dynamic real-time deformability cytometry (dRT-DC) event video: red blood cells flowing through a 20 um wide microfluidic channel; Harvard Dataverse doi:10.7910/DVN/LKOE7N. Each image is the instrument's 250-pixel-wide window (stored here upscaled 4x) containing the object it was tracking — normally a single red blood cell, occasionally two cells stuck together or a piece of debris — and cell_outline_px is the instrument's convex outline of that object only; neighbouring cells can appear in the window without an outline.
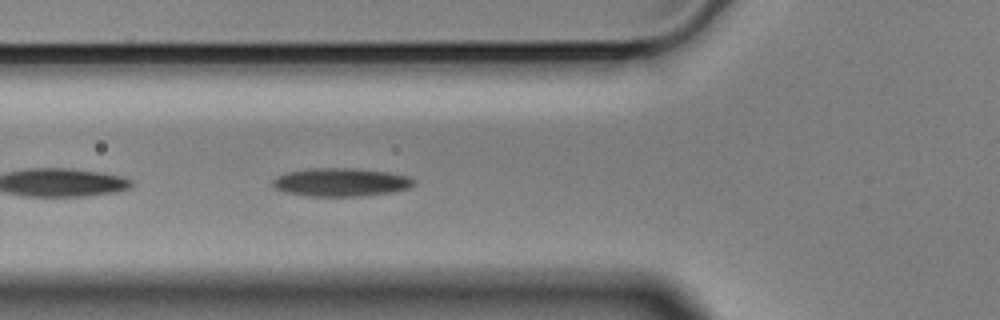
{"species": "Egyptian fruit bat (a non-hibernating species)", "species_latin": "Rousettus aegyptiacus", "temperature_condition": "cold", "stored_images_in_passage": 8, "camera_frame_rate_fps": 3000, "um_per_image_px": 0.085, "animal": {"sex": "male"}, "frame": {"image": 1, "passage_image": 4, "time_ms": 1.0, "image_size_px": [1000, 320], "cell_outline_px": [[416, 184], [408, 188], [392, 192], [360, 196], [312, 196], [284, 192], [276, 188], [272, 184], [272, 180], [276, 176], [288, 172], [308, 168], [360, 168], [388, 172], [408, 176], [416, 180]], "centroid_in_image_um": [29.0, 15.48], "position_along_channel_um": 96.8, "area_um2": 23.41}}